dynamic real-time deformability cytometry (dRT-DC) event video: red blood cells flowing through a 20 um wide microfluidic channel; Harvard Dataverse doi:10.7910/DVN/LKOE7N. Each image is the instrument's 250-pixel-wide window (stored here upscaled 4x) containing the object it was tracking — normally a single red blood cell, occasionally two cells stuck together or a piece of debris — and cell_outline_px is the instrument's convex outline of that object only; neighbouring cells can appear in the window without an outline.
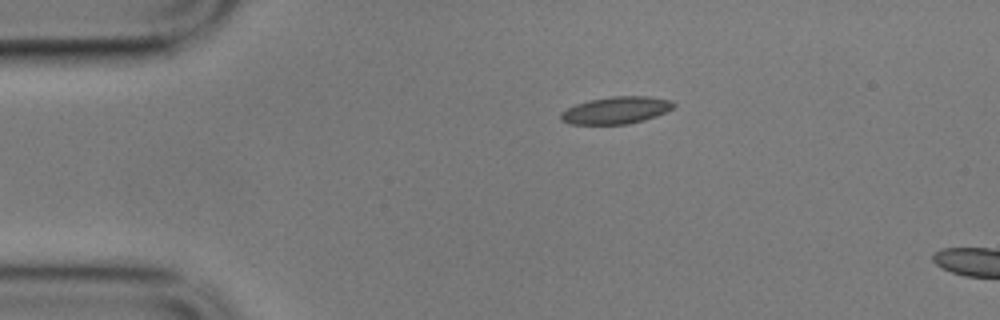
{"species": "common noctule bat (a hibernating species)", "species_latin": "Nyctalus noctula", "temperature_condition": "cold", "stored_images_in_passage": 2, "camera_frame_rate_fps": 3000, "um_per_image_px": 0.085, "animal": {"sex": "male", "body_mass_g": 17.9}, "frame": {"image": 1, "passage_image": 1, "time_ms": 0.0, "image_size_px": [1000, 320], "cell_outline_px": [[676, 104], [672, 108], [656, 116], [644, 120], [628, 124], [568, 124], [560, 120], [560, 112], [576, 104], [592, 100], [612, 96], [648, 96], [672, 100]], "centroid_in_image_um": [52.36, 9.37], "position_along_channel_um": 32.6, "area_um2": 17.8}}